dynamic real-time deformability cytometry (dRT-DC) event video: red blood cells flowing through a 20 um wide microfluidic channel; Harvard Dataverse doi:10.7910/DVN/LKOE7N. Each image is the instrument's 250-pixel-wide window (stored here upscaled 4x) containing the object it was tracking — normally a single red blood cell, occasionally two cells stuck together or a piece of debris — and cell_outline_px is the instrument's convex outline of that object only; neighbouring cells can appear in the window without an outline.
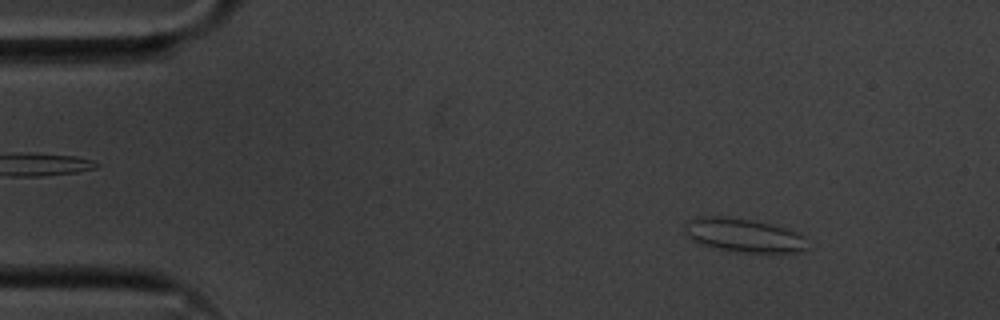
{"species": "common noctule bat (a hibernating species)", "species_latin": "Nyctalus noctula", "temperature_condition": "cold", "stored_images_in_passage": 54, "camera_frame_rate_fps": 3000, "um_per_image_px": 0.085, "animal": {"sex": "male", "body_mass_g": 20.1, "forearm_length_mm": 53.5}, "frame": {"image": 1, "passage_image": 6, "time_ms": 1.667, "image_size_px": [1000, 320], "cell_outline_px": [[812, 248], [800, 252], [736, 252], [696, 244], [688, 236], [688, 224], [696, 216], [728, 216], [752, 220], [784, 228], [796, 232], [804, 236]], "centroid_in_image_um": [63.28, 20.02], "position_along_channel_um": 21.7, "area_um2": 24.04}}
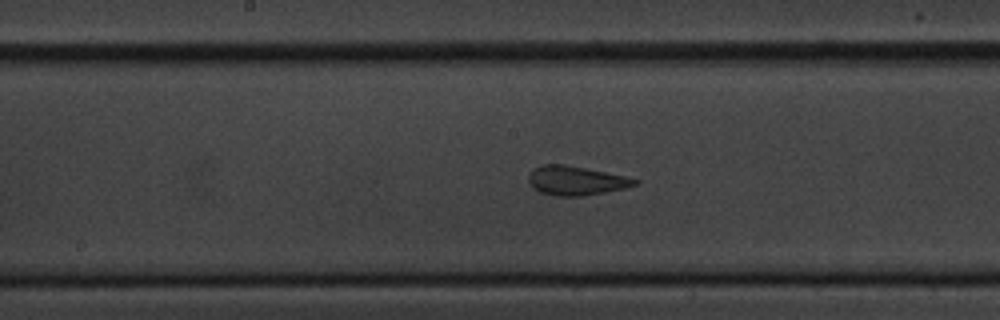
{"frame": {"image": 2, "passage_image": 27, "time_ms": 8.667, "image_size_px": [1000, 320], "cell_outline_px": [[640, 180], [636, 184], [624, 188], [584, 196], [556, 196], [540, 192], [532, 188], [528, 180], [528, 176], [532, 168], [540, 164], [564, 164], [624, 176]], "centroid_in_image_um": [48.88, 15.35], "position_along_channel_um": 199.3, "area_um2": 17.98}}
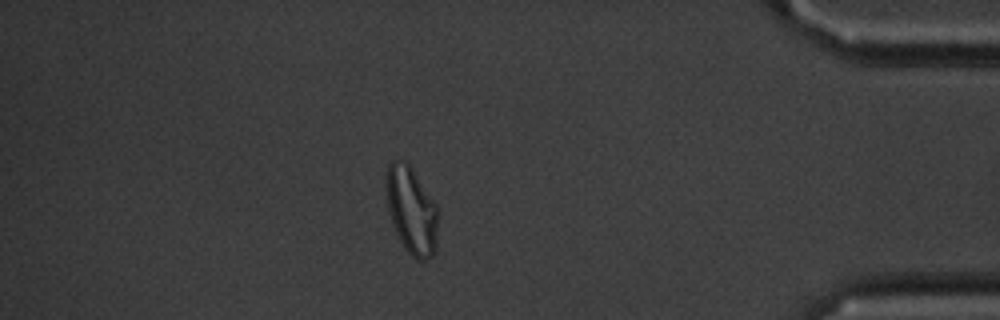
{"frame": {"image": 3, "passage_image": 47, "time_ms": 15.333, "image_size_px": [1000, 320], "cell_outline_px": [[440, 212], [436, 248], [432, 256], [424, 260], [416, 260], [408, 252], [400, 240], [396, 232], [388, 208], [388, 164], [392, 160], [404, 160], [408, 164], [436, 204]], "centroid_in_image_um": [35.04, 17.94], "position_along_channel_um": 400.2, "area_um2": 25.95}, "authors_computed_cell_mechanics": {"area_um2": 20.2878, "velocity_mm_per_s": 3.601, "shape_relaxation_time_tau1_ms": null, "shape_relaxation_time_tau2_ms": 0.8974, "deformation_change_tau1": null, "deformation_change_tau2": 0.0546}}